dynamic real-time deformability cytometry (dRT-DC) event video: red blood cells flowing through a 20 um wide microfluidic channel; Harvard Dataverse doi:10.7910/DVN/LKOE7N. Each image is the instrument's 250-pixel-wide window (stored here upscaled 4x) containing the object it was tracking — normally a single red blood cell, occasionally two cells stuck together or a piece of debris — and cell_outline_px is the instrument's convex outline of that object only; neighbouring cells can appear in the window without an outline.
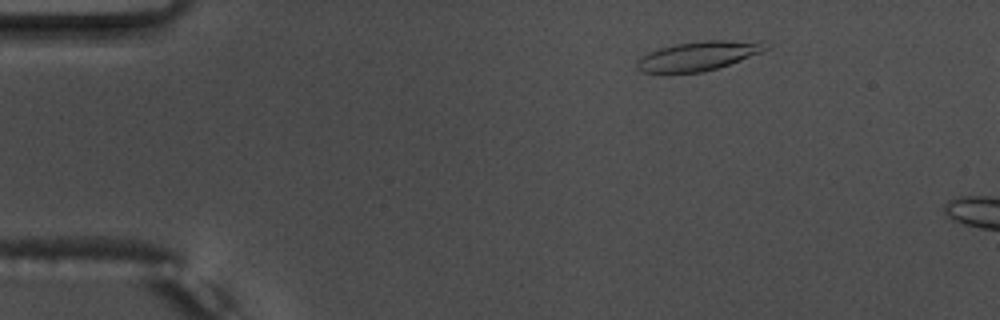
{"species": "common noctule bat (a hibernating species)", "species_latin": "Nyctalus noctula", "temperature_condition": "warm", "stored_images_in_passage": 7, "camera_frame_rate_fps": 3000, "um_per_image_px": 0.085, "animal": {"sex": "male", "body_mass_g": 17.5, "forearm_length_mm": 52.3}, "frame": {"image": 1, "passage_image": 2, "time_ms": 0.333, "image_size_px": [1000, 320], "cell_outline_px": [[772, 48], [740, 60], [716, 68], [700, 72], [640, 72], [636, 68], [636, 60], [648, 52], [660, 48], [676, 44], [704, 40], [764, 40], [772, 44]], "centroid_in_image_um": [59.45, 4.72], "position_along_channel_um": 25.6, "area_um2": 22.14}}